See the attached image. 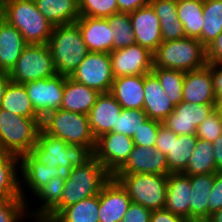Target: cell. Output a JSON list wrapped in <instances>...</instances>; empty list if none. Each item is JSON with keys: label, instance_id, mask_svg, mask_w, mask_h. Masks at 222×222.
<instances>
[{"label": "cell", "instance_id": "obj_36", "mask_svg": "<svg viewBox=\"0 0 222 222\" xmlns=\"http://www.w3.org/2000/svg\"><path fill=\"white\" fill-rule=\"evenodd\" d=\"M201 43L207 48L222 32V0H204Z\"/></svg>", "mask_w": 222, "mask_h": 222}, {"label": "cell", "instance_id": "obj_32", "mask_svg": "<svg viewBox=\"0 0 222 222\" xmlns=\"http://www.w3.org/2000/svg\"><path fill=\"white\" fill-rule=\"evenodd\" d=\"M204 0H177V13L184 27L186 37L196 38L201 42L204 24Z\"/></svg>", "mask_w": 222, "mask_h": 222}, {"label": "cell", "instance_id": "obj_29", "mask_svg": "<svg viewBox=\"0 0 222 222\" xmlns=\"http://www.w3.org/2000/svg\"><path fill=\"white\" fill-rule=\"evenodd\" d=\"M39 12L53 25L75 23L80 17L78 0H34Z\"/></svg>", "mask_w": 222, "mask_h": 222}, {"label": "cell", "instance_id": "obj_56", "mask_svg": "<svg viewBox=\"0 0 222 222\" xmlns=\"http://www.w3.org/2000/svg\"><path fill=\"white\" fill-rule=\"evenodd\" d=\"M3 19V15H2V12H1V9H0V21Z\"/></svg>", "mask_w": 222, "mask_h": 222}, {"label": "cell", "instance_id": "obj_42", "mask_svg": "<svg viewBox=\"0 0 222 222\" xmlns=\"http://www.w3.org/2000/svg\"><path fill=\"white\" fill-rule=\"evenodd\" d=\"M195 135L209 142H214L222 135V113L218 106L197 127Z\"/></svg>", "mask_w": 222, "mask_h": 222}, {"label": "cell", "instance_id": "obj_13", "mask_svg": "<svg viewBox=\"0 0 222 222\" xmlns=\"http://www.w3.org/2000/svg\"><path fill=\"white\" fill-rule=\"evenodd\" d=\"M57 176H65L60 167H49L40 163L31 153L23 154L20 157L21 198L29 202L30 196L32 198L41 187Z\"/></svg>", "mask_w": 222, "mask_h": 222}, {"label": "cell", "instance_id": "obj_14", "mask_svg": "<svg viewBox=\"0 0 222 222\" xmlns=\"http://www.w3.org/2000/svg\"><path fill=\"white\" fill-rule=\"evenodd\" d=\"M109 54L114 78L152 72L153 53L139 44L112 50Z\"/></svg>", "mask_w": 222, "mask_h": 222}, {"label": "cell", "instance_id": "obj_6", "mask_svg": "<svg viewBox=\"0 0 222 222\" xmlns=\"http://www.w3.org/2000/svg\"><path fill=\"white\" fill-rule=\"evenodd\" d=\"M42 118L22 117L0 108V147L21 157L35 147Z\"/></svg>", "mask_w": 222, "mask_h": 222}, {"label": "cell", "instance_id": "obj_20", "mask_svg": "<svg viewBox=\"0 0 222 222\" xmlns=\"http://www.w3.org/2000/svg\"><path fill=\"white\" fill-rule=\"evenodd\" d=\"M75 24L89 52L110 53L113 50L112 28L105 18L80 16Z\"/></svg>", "mask_w": 222, "mask_h": 222}, {"label": "cell", "instance_id": "obj_52", "mask_svg": "<svg viewBox=\"0 0 222 222\" xmlns=\"http://www.w3.org/2000/svg\"><path fill=\"white\" fill-rule=\"evenodd\" d=\"M118 12L131 13L140 7L146 6L150 0H116Z\"/></svg>", "mask_w": 222, "mask_h": 222}, {"label": "cell", "instance_id": "obj_3", "mask_svg": "<svg viewBox=\"0 0 222 222\" xmlns=\"http://www.w3.org/2000/svg\"><path fill=\"white\" fill-rule=\"evenodd\" d=\"M57 74L70 77L89 53L78 26H54L48 41Z\"/></svg>", "mask_w": 222, "mask_h": 222}, {"label": "cell", "instance_id": "obj_37", "mask_svg": "<svg viewBox=\"0 0 222 222\" xmlns=\"http://www.w3.org/2000/svg\"><path fill=\"white\" fill-rule=\"evenodd\" d=\"M113 33V50L136 44L129 13L118 12L105 18Z\"/></svg>", "mask_w": 222, "mask_h": 222}, {"label": "cell", "instance_id": "obj_41", "mask_svg": "<svg viewBox=\"0 0 222 222\" xmlns=\"http://www.w3.org/2000/svg\"><path fill=\"white\" fill-rule=\"evenodd\" d=\"M80 16L106 18L118 13L116 0H78Z\"/></svg>", "mask_w": 222, "mask_h": 222}, {"label": "cell", "instance_id": "obj_1", "mask_svg": "<svg viewBox=\"0 0 222 222\" xmlns=\"http://www.w3.org/2000/svg\"><path fill=\"white\" fill-rule=\"evenodd\" d=\"M111 177L112 175L95 157L84 165L73 167L65 173L63 196L60 203L41 222H51L68 206L98 195Z\"/></svg>", "mask_w": 222, "mask_h": 222}, {"label": "cell", "instance_id": "obj_16", "mask_svg": "<svg viewBox=\"0 0 222 222\" xmlns=\"http://www.w3.org/2000/svg\"><path fill=\"white\" fill-rule=\"evenodd\" d=\"M130 203L126 189L112 176L99 193V222H120Z\"/></svg>", "mask_w": 222, "mask_h": 222}, {"label": "cell", "instance_id": "obj_40", "mask_svg": "<svg viewBox=\"0 0 222 222\" xmlns=\"http://www.w3.org/2000/svg\"><path fill=\"white\" fill-rule=\"evenodd\" d=\"M23 220V221H22ZM31 222L22 198L0 199V222Z\"/></svg>", "mask_w": 222, "mask_h": 222}, {"label": "cell", "instance_id": "obj_46", "mask_svg": "<svg viewBox=\"0 0 222 222\" xmlns=\"http://www.w3.org/2000/svg\"><path fill=\"white\" fill-rule=\"evenodd\" d=\"M151 212L142 205L131 202L120 222H150Z\"/></svg>", "mask_w": 222, "mask_h": 222}, {"label": "cell", "instance_id": "obj_7", "mask_svg": "<svg viewBox=\"0 0 222 222\" xmlns=\"http://www.w3.org/2000/svg\"><path fill=\"white\" fill-rule=\"evenodd\" d=\"M41 130L67 144L83 145L95 150L96 139L90 128L88 115L60 108L42 118Z\"/></svg>", "mask_w": 222, "mask_h": 222}, {"label": "cell", "instance_id": "obj_51", "mask_svg": "<svg viewBox=\"0 0 222 222\" xmlns=\"http://www.w3.org/2000/svg\"><path fill=\"white\" fill-rule=\"evenodd\" d=\"M150 222H189L185 218L173 214L166 209L154 210L151 212Z\"/></svg>", "mask_w": 222, "mask_h": 222}, {"label": "cell", "instance_id": "obj_48", "mask_svg": "<svg viewBox=\"0 0 222 222\" xmlns=\"http://www.w3.org/2000/svg\"><path fill=\"white\" fill-rule=\"evenodd\" d=\"M170 145H171V130H169L163 124L160 125L157 139L154 148L159 150L165 156L170 152Z\"/></svg>", "mask_w": 222, "mask_h": 222}, {"label": "cell", "instance_id": "obj_33", "mask_svg": "<svg viewBox=\"0 0 222 222\" xmlns=\"http://www.w3.org/2000/svg\"><path fill=\"white\" fill-rule=\"evenodd\" d=\"M0 108L27 118H41L34 110L24 84L10 81L4 92Z\"/></svg>", "mask_w": 222, "mask_h": 222}, {"label": "cell", "instance_id": "obj_10", "mask_svg": "<svg viewBox=\"0 0 222 222\" xmlns=\"http://www.w3.org/2000/svg\"><path fill=\"white\" fill-rule=\"evenodd\" d=\"M70 78L99 93L110 92L114 80L110 54L89 52Z\"/></svg>", "mask_w": 222, "mask_h": 222}, {"label": "cell", "instance_id": "obj_58", "mask_svg": "<svg viewBox=\"0 0 222 222\" xmlns=\"http://www.w3.org/2000/svg\"><path fill=\"white\" fill-rule=\"evenodd\" d=\"M4 154V152L2 151L1 147H0V157Z\"/></svg>", "mask_w": 222, "mask_h": 222}, {"label": "cell", "instance_id": "obj_24", "mask_svg": "<svg viewBox=\"0 0 222 222\" xmlns=\"http://www.w3.org/2000/svg\"><path fill=\"white\" fill-rule=\"evenodd\" d=\"M190 203V176L183 173H170L167 177L166 203L164 209L190 222Z\"/></svg>", "mask_w": 222, "mask_h": 222}, {"label": "cell", "instance_id": "obj_34", "mask_svg": "<svg viewBox=\"0 0 222 222\" xmlns=\"http://www.w3.org/2000/svg\"><path fill=\"white\" fill-rule=\"evenodd\" d=\"M51 222H99V194L68 206Z\"/></svg>", "mask_w": 222, "mask_h": 222}, {"label": "cell", "instance_id": "obj_39", "mask_svg": "<svg viewBox=\"0 0 222 222\" xmlns=\"http://www.w3.org/2000/svg\"><path fill=\"white\" fill-rule=\"evenodd\" d=\"M148 119L143 109H123L117 118L116 127L111 132L132 137Z\"/></svg>", "mask_w": 222, "mask_h": 222}, {"label": "cell", "instance_id": "obj_45", "mask_svg": "<svg viewBox=\"0 0 222 222\" xmlns=\"http://www.w3.org/2000/svg\"><path fill=\"white\" fill-rule=\"evenodd\" d=\"M208 218L222 209V172L214 173V183L208 198Z\"/></svg>", "mask_w": 222, "mask_h": 222}, {"label": "cell", "instance_id": "obj_8", "mask_svg": "<svg viewBox=\"0 0 222 222\" xmlns=\"http://www.w3.org/2000/svg\"><path fill=\"white\" fill-rule=\"evenodd\" d=\"M126 189L131 202L154 211L164 209L168 175L138 173L114 174Z\"/></svg>", "mask_w": 222, "mask_h": 222}, {"label": "cell", "instance_id": "obj_55", "mask_svg": "<svg viewBox=\"0 0 222 222\" xmlns=\"http://www.w3.org/2000/svg\"><path fill=\"white\" fill-rule=\"evenodd\" d=\"M205 222H222V209L212 213Z\"/></svg>", "mask_w": 222, "mask_h": 222}, {"label": "cell", "instance_id": "obj_25", "mask_svg": "<svg viewBox=\"0 0 222 222\" xmlns=\"http://www.w3.org/2000/svg\"><path fill=\"white\" fill-rule=\"evenodd\" d=\"M110 93L123 109H143L144 75L114 78Z\"/></svg>", "mask_w": 222, "mask_h": 222}, {"label": "cell", "instance_id": "obj_53", "mask_svg": "<svg viewBox=\"0 0 222 222\" xmlns=\"http://www.w3.org/2000/svg\"><path fill=\"white\" fill-rule=\"evenodd\" d=\"M213 144L214 161L218 172H222V135Z\"/></svg>", "mask_w": 222, "mask_h": 222}, {"label": "cell", "instance_id": "obj_47", "mask_svg": "<svg viewBox=\"0 0 222 222\" xmlns=\"http://www.w3.org/2000/svg\"><path fill=\"white\" fill-rule=\"evenodd\" d=\"M160 28L163 42L186 37L184 27L179 19L175 22L160 23Z\"/></svg>", "mask_w": 222, "mask_h": 222}, {"label": "cell", "instance_id": "obj_54", "mask_svg": "<svg viewBox=\"0 0 222 222\" xmlns=\"http://www.w3.org/2000/svg\"><path fill=\"white\" fill-rule=\"evenodd\" d=\"M11 80L9 79L7 72H0V105L4 96L7 85Z\"/></svg>", "mask_w": 222, "mask_h": 222}, {"label": "cell", "instance_id": "obj_18", "mask_svg": "<svg viewBox=\"0 0 222 222\" xmlns=\"http://www.w3.org/2000/svg\"><path fill=\"white\" fill-rule=\"evenodd\" d=\"M169 175L166 156L152 147L134 145L128 160L115 174Z\"/></svg>", "mask_w": 222, "mask_h": 222}, {"label": "cell", "instance_id": "obj_21", "mask_svg": "<svg viewBox=\"0 0 222 222\" xmlns=\"http://www.w3.org/2000/svg\"><path fill=\"white\" fill-rule=\"evenodd\" d=\"M121 111V105L110 92L98 95L88 114L90 128L95 139L111 132L113 127H116V121Z\"/></svg>", "mask_w": 222, "mask_h": 222}, {"label": "cell", "instance_id": "obj_5", "mask_svg": "<svg viewBox=\"0 0 222 222\" xmlns=\"http://www.w3.org/2000/svg\"><path fill=\"white\" fill-rule=\"evenodd\" d=\"M206 64V48L196 38L165 41L153 52V68L189 72Z\"/></svg>", "mask_w": 222, "mask_h": 222}, {"label": "cell", "instance_id": "obj_57", "mask_svg": "<svg viewBox=\"0 0 222 222\" xmlns=\"http://www.w3.org/2000/svg\"><path fill=\"white\" fill-rule=\"evenodd\" d=\"M218 107L220 108L221 113H222V102L218 105Z\"/></svg>", "mask_w": 222, "mask_h": 222}, {"label": "cell", "instance_id": "obj_28", "mask_svg": "<svg viewBox=\"0 0 222 222\" xmlns=\"http://www.w3.org/2000/svg\"><path fill=\"white\" fill-rule=\"evenodd\" d=\"M190 183V222H205L208 219V198L214 183V174L190 176Z\"/></svg>", "mask_w": 222, "mask_h": 222}, {"label": "cell", "instance_id": "obj_23", "mask_svg": "<svg viewBox=\"0 0 222 222\" xmlns=\"http://www.w3.org/2000/svg\"><path fill=\"white\" fill-rule=\"evenodd\" d=\"M64 183L65 176L54 177L32 196V198L34 197L33 199L30 198V203L27 202L26 204L27 213L32 222H41L60 203ZM30 204H32V207Z\"/></svg>", "mask_w": 222, "mask_h": 222}, {"label": "cell", "instance_id": "obj_43", "mask_svg": "<svg viewBox=\"0 0 222 222\" xmlns=\"http://www.w3.org/2000/svg\"><path fill=\"white\" fill-rule=\"evenodd\" d=\"M162 123L157 120L148 118L144 124L138 129L136 134L132 136L134 145L154 148L157 133Z\"/></svg>", "mask_w": 222, "mask_h": 222}, {"label": "cell", "instance_id": "obj_15", "mask_svg": "<svg viewBox=\"0 0 222 222\" xmlns=\"http://www.w3.org/2000/svg\"><path fill=\"white\" fill-rule=\"evenodd\" d=\"M217 106L182 101L162 124L177 135H195L197 127Z\"/></svg>", "mask_w": 222, "mask_h": 222}, {"label": "cell", "instance_id": "obj_4", "mask_svg": "<svg viewBox=\"0 0 222 222\" xmlns=\"http://www.w3.org/2000/svg\"><path fill=\"white\" fill-rule=\"evenodd\" d=\"M40 163L60 167L65 173L84 165L94 157V151L83 145H70L60 138L40 130L35 147L30 152Z\"/></svg>", "mask_w": 222, "mask_h": 222}, {"label": "cell", "instance_id": "obj_30", "mask_svg": "<svg viewBox=\"0 0 222 222\" xmlns=\"http://www.w3.org/2000/svg\"><path fill=\"white\" fill-rule=\"evenodd\" d=\"M196 135H177L171 131L170 152L166 155L169 173H183L196 146Z\"/></svg>", "mask_w": 222, "mask_h": 222}, {"label": "cell", "instance_id": "obj_26", "mask_svg": "<svg viewBox=\"0 0 222 222\" xmlns=\"http://www.w3.org/2000/svg\"><path fill=\"white\" fill-rule=\"evenodd\" d=\"M28 43L5 19L0 21V72H9Z\"/></svg>", "mask_w": 222, "mask_h": 222}, {"label": "cell", "instance_id": "obj_49", "mask_svg": "<svg viewBox=\"0 0 222 222\" xmlns=\"http://www.w3.org/2000/svg\"><path fill=\"white\" fill-rule=\"evenodd\" d=\"M211 76L213 79V89L217 99V104L222 102V63H210Z\"/></svg>", "mask_w": 222, "mask_h": 222}, {"label": "cell", "instance_id": "obj_35", "mask_svg": "<svg viewBox=\"0 0 222 222\" xmlns=\"http://www.w3.org/2000/svg\"><path fill=\"white\" fill-rule=\"evenodd\" d=\"M212 142L198 139L183 174L188 176L217 173Z\"/></svg>", "mask_w": 222, "mask_h": 222}, {"label": "cell", "instance_id": "obj_31", "mask_svg": "<svg viewBox=\"0 0 222 222\" xmlns=\"http://www.w3.org/2000/svg\"><path fill=\"white\" fill-rule=\"evenodd\" d=\"M21 198L20 157L4 153L0 157V199Z\"/></svg>", "mask_w": 222, "mask_h": 222}, {"label": "cell", "instance_id": "obj_17", "mask_svg": "<svg viewBox=\"0 0 222 222\" xmlns=\"http://www.w3.org/2000/svg\"><path fill=\"white\" fill-rule=\"evenodd\" d=\"M136 44L152 53L163 42L159 18L150 4L129 13Z\"/></svg>", "mask_w": 222, "mask_h": 222}, {"label": "cell", "instance_id": "obj_9", "mask_svg": "<svg viewBox=\"0 0 222 222\" xmlns=\"http://www.w3.org/2000/svg\"><path fill=\"white\" fill-rule=\"evenodd\" d=\"M56 74L48 44H28L8 72L9 79L19 84L50 78Z\"/></svg>", "mask_w": 222, "mask_h": 222}, {"label": "cell", "instance_id": "obj_22", "mask_svg": "<svg viewBox=\"0 0 222 222\" xmlns=\"http://www.w3.org/2000/svg\"><path fill=\"white\" fill-rule=\"evenodd\" d=\"M144 97L143 110L152 120L162 123L174 111L175 106L153 72L144 75Z\"/></svg>", "mask_w": 222, "mask_h": 222}, {"label": "cell", "instance_id": "obj_27", "mask_svg": "<svg viewBox=\"0 0 222 222\" xmlns=\"http://www.w3.org/2000/svg\"><path fill=\"white\" fill-rule=\"evenodd\" d=\"M100 93L65 76L61 109L88 115Z\"/></svg>", "mask_w": 222, "mask_h": 222}, {"label": "cell", "instance_id": "obj_19", "mask_svg": "<svg viewBox=\"0 0 222 222\" xmlns=\"http://www.w3.org/2000/svg\"><path fill=\"white\" fill-rule=\"evenodd\" d=\"M183 101L197 104H217L210 63L202 68L185 72Z\"/></svg>", "mask_w": 222, "mask_h": 222}, {"label": "cell", "instance_id": "obj_50", "mask_svg": "<svg viewBox=\"0 0 222 222\" xmlns=\"http://www.w3.org/2000/svg\"><path fill=\"white\" fill-rule=\"evenodd\" d=\"M207 63H222V32L206 48Z\"/></svg>", "mask_w": 222, "mask_h": 222}, {"label": "cell", "instance_id": "obj_11", "mask_svg": "<svg viewBox=\"0 0 222 222\" xmlns=\"http://www.w3.org/2000/svg\"><path fill=\"white\" fill-rule=\"evenodd\" d=\"M64 85L65 76L61 74L24 84L34 110L41 118L51 111L60 109Z\"/></svg>", "mask_w": 222, "mask_h": 222}, {"label": "cell", "instance_id": "obj_12", "mask_svg": "<svg viewBox=\"0 0 222 222\" xmlns=\"http://www.w3.org/2000/svg\"><path fill=\"white\" fill-rule=\"evenodd\" d=\"M133 148L132 137L108 132L96 139L94 157L113 176L128 160Z\"/></svg>", "mask_w": 222, "mask_h": 222}, {"label": "cell", "instance_id": "obj_38", "mask_svg": "<svg viewBox=\"0 0 222 222\" xmlns=\"http://www.w3.org/2000/svg\"><path fill=\"white\" fill-rule=\"evenodd\" d=\"M159 79L164 92L174 106L183 101V82L185 72L167 68H152Z\"/></svg>", "mask_w": 222, "mask_h": 222}, {"label": "cell", "instance_id": "obj_44", "mask_svg": "<svg viewBox=\"0 0 222 222\" xmlns=\"http://www.w3.org/2000/svg\"><path fill=\"white\" fill-rule=\"evenodd\" d=\"M160 23L175 22L178 18L177 0H150Z\"/></svg>", "mask_w": 222, "mask_h": 222}, {"label": "cell", "instance_id": "obj_2", "mask_svg": "<svg viewBox=\"0 0 222 222\" xmlns=\"http://www.w3.org/2000/svg\"><path fill=\"white\" fill-rule=\"evenodd\" d=\"M0 9L10 25L18 29L28 44H47L53 25L39 12L34 0H1Z\"/></svg>", "mask_w": 222, "mask_h": 222}]
</instances>
